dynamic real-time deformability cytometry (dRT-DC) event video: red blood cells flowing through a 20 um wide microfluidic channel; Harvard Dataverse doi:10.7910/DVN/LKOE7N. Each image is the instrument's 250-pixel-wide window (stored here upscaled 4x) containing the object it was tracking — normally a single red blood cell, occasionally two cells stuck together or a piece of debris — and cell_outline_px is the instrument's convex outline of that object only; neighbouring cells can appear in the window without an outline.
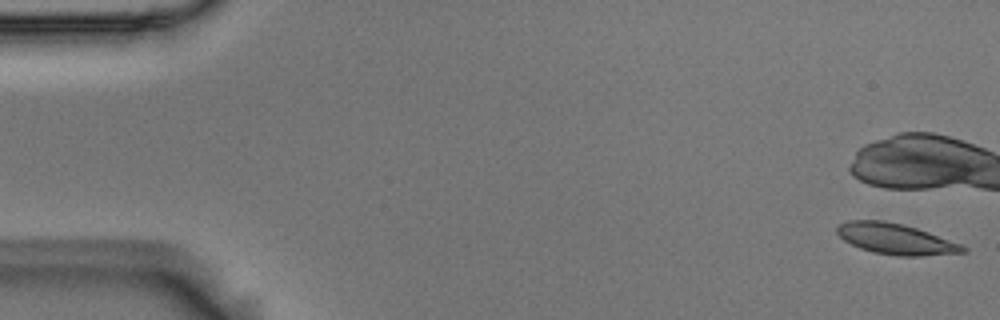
{"species": "Egyptian fruit bat (a non-hibernating species)", "species_latin": "Rousettus aegyptiacus", "temperature_condition": "room temperature", "stored_images_in_passage": 9, "camera_frame_rate_fps": 3000, "um_per_image_px": 0.085, "animal": {"sex": "male"}, "frame": {"image": 1, "passage_image": 1, "time_ms": 0.0, "image_size_px": [1000, 320], "cell_outline_px": [[968, 252], [924, 256], [896, 256], [872, 252], [860, 248], [844, 240], [836, 232], [836, 228], [840, 224], [848, 220], [880, 220], [904, 224], [928, 232], [960, 244], [968, 248]], "centroid_in_image_um": [76.14, 20.32], "position_along_channel_um": 8.9, "area_um2": 22.6}}